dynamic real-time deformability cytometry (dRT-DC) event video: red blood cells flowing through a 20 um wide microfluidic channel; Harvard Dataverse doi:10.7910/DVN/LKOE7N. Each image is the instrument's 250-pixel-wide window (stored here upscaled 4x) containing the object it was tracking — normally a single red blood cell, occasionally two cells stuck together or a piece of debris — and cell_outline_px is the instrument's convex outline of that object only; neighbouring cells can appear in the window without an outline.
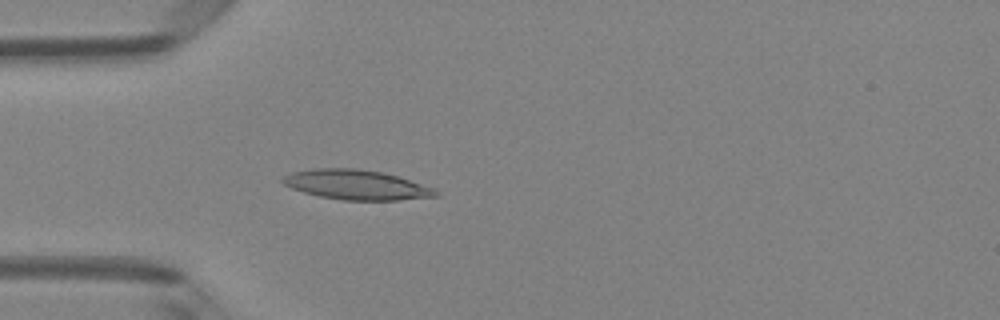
{"species": "Egyptian fruit bat (a non-hibernating species)", "species_latin": "Rousettus aegyptiacus", "temperature_condition": "room temperature", "stored_images_in_passage": 4, "camera_frame_rate_fps": 3000, "um_per_image_px": 0.085, "animal": {"sex": "female"}, "frame": {"image": 1, "passage_image": 4, "time_ms": 1.0, "image_size_px": [1000, 320], "cell_outline_px": [[440, 196], [400, 200], [344, 200], [320, 196], [304, 192], [292, 188], [284, 184], [280, 180], [284, 176], [292, 172], [312, 168], [356, 168], [384, 172], [436, 188], [440, 192]], "centroid_in_image_um": [30.34, 15.7], "position_along_channel_um": 54.7, "area_um2": 26.7}}